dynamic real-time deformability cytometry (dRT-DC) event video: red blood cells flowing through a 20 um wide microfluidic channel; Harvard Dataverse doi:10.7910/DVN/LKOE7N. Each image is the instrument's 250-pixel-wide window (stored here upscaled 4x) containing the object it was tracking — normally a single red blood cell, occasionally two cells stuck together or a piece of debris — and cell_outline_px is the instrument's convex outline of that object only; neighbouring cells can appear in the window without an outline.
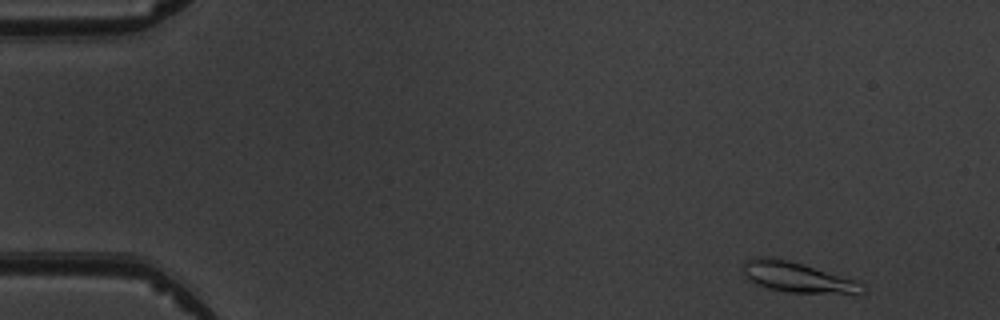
{"species": "common noctule bat (a hibernating species)", "species_latin": "Nyctalus noctula", "temperature_condition": "warm", "stored_images_in_passage": 5, "camera_frame_rate_fps": 3000, "um_per_image_px": 0.085, "animal": {"sex": "male", "body_mass_g": 19.5, "forearm_length_mm": 54.6}, "frame": {"image": 1, "passage_image": 1, "time_ms": 0.0, "image_size_px": [1000, 320], "cell_outline_px": [[868, 288], [864, 292], [788, 292], [768, 288], [756, 284], [744, 272], [744, 260], [752, 256], [764, 256], [784, 260], [800, 264], [856, 280], [864, 284]], "centroid_in_image_um": [67.74, 23.55], "position_along_channel_um": 17.3, "area_um2": 20.23}}